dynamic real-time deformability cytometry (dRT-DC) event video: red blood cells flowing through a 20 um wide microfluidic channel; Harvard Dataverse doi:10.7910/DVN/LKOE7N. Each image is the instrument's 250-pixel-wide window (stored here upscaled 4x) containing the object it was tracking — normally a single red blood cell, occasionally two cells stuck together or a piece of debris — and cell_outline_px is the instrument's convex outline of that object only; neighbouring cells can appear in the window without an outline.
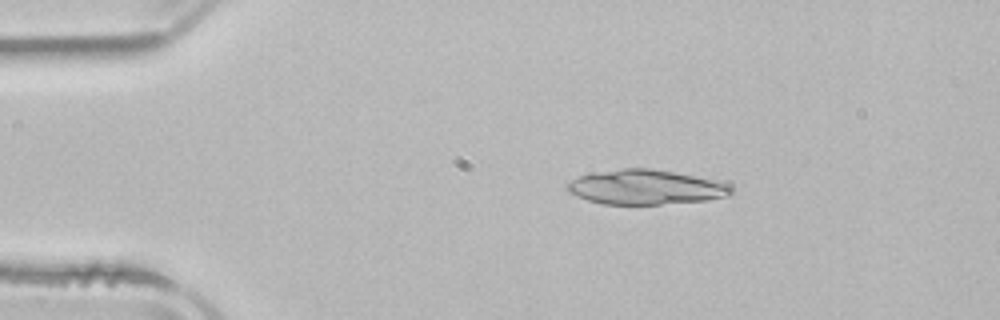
{"species": "common noctule bat (a hibernating species)", "species_latin": "Nyctalus noctula", "temperature_condition": "room temperature", "stored_images_in_passage": 43, "segment_of_instrument_passage": [1, 2], "camera_frame_rate_fps": 3000, "um_per_image_px": 0.085, "animal": {"sex": "male", "body_mass_g": 21.5, "forearm_length_mm": 52.0}, "frame": {"image": 1, "passage_image": 1, "time_ms": 0.0, "image_size_px": [1000, 320], "cell_outline_px": [[732, 192], [728, 196], [708, 200], [660, 204], [604, 204], [588, 200], [576, 196], [568, 192], [568, 184], [572, 180], [580, 176], [600, 172], [624, 168], [652, 168], [692, 176], [728, 184], [732, 188]], "centroid_in_image_um": [54.87, 15.92], "position_along_channel_um": 30.1, "area_um2": 32.48}}